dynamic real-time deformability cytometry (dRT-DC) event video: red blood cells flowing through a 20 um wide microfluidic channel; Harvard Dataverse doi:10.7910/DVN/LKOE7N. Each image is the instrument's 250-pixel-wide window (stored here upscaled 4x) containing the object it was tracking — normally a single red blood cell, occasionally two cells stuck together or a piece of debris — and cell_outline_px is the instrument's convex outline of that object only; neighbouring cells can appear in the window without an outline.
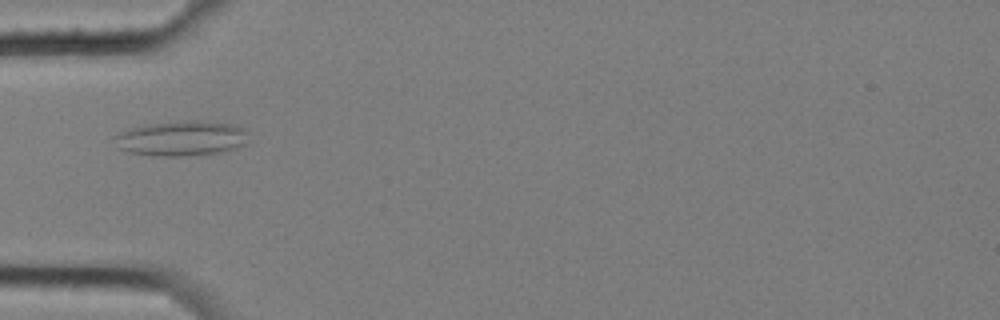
{"species": "common noctule bat (a hibernating species)", "species_latin": "Nyctalus noctula", "temperature_condition": "cold", "stored_images_in_passage": 11, "camera_frame_rate_fps": 3000, "um_per_image_px": 0.085, "animal": {"sex": "female", "body_mass_g": 25.1}, "frame": {"image": 1, "passage_image": 1, "time_ms": 0.0, "image_size_px": [1000, 320], "cell_outline_px": [[244, 144], [236, 148], [220, 152], [180, 156], [152, 156], [128, 152], [116, 148], [112, 136], [120, 132], [144, 124], [188, 120], [196, 120], [232, 124], [244, 128]], "centroid_in_image_um": [15.31, 11.76], "position_along_channel_um": 69.7, "area_um2": 27.34}}
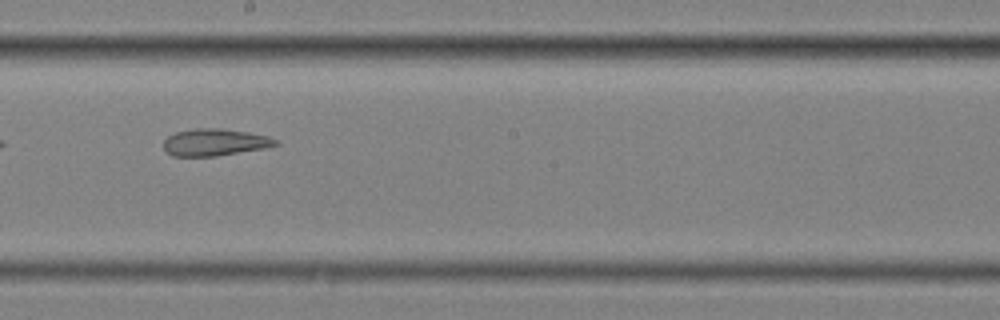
{"frame": {"image": 2, "passage_image": 5, "time_ms": 1.333, "image_size_px": [1000, 320], "cell_outline_px": [[280, 144], [264, 148], [216, 156], [172, 156], [164, 148], [164, 140], [168, 136], [176, 132], [196, 128], [220, 128], [248, 132], [268, 136], [276, 140]], "centroid_in_image_um": [18.25, 12.09], "position_along_channel_um": 229.9, "area_um2": 17.51}}
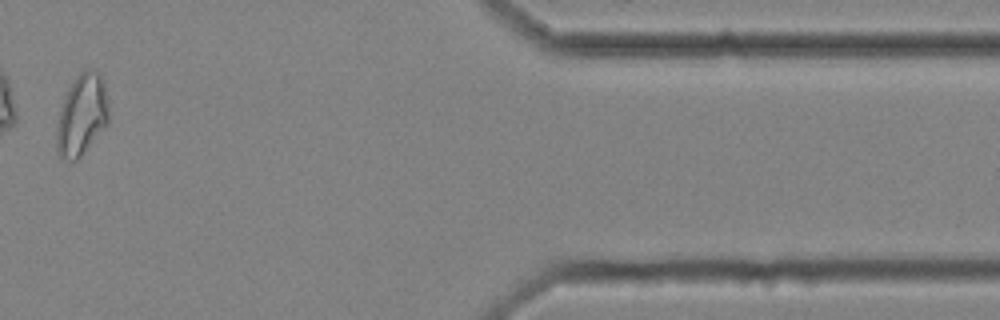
{"frame": {"image": 3, "passage_image": 10, "time_ms": 3.0, "image_size_px": [1000, 320], "cell_outline_px": [[108, 124], [80, 156], [76, 160], [72, 160], [60, 156], [56, 148], [56, 132], [60, 112], [68, 88], [80, 72], [88, 68], [96, 72], [100, 76], [104, 84], [108, 100]], "centroid_in_image_um": [6.97, 9.77], "position_along_channel_um": 404.4, "area_um2": 24.16}}